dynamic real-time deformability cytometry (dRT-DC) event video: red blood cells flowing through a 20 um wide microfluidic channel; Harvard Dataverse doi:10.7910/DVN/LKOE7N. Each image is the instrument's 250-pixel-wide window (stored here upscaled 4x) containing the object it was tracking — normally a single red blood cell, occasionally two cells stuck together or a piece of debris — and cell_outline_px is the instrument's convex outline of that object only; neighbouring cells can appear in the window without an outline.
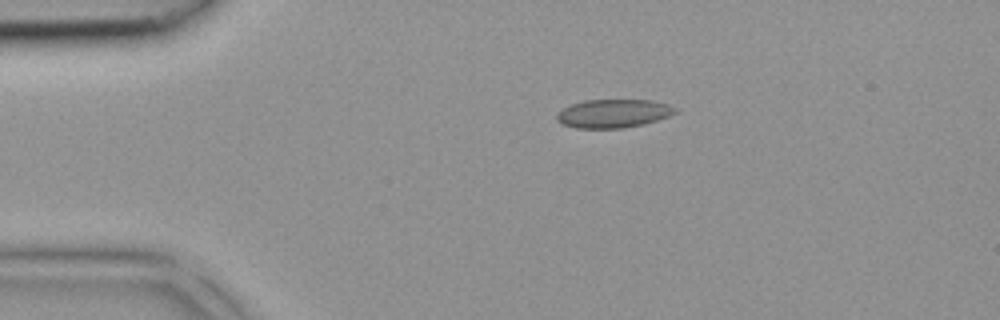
{"species": "common noctule bat (a hibernating species)", "species_latin": "Nyctalus noctula", "temperature_condition": "room temperature", "stored_images_in_passage": 34, "camera_frame_rate_fps": 3000, "um_per_image_px": 0.085, "animal": {"sex": "female", "body_mass_g": 18.4}, "frame": {"image": 1, "passage_image": 1, "time_ms": 0.0, "image_size_px": [1000, 320], "cell_outline_px": [[676, 112], [668, 116], [644, 124], [624, 128], [576, 128], [564, 124], [556, 120], [556, 116], [564, 108], [572, 104], [584, 100], [652, 100], [668, 104], [676, 108]], "centroid_in_image_um": [52.14, 9.64], "position_along_channel_um": 32.9, "area_um2": 19.48}}
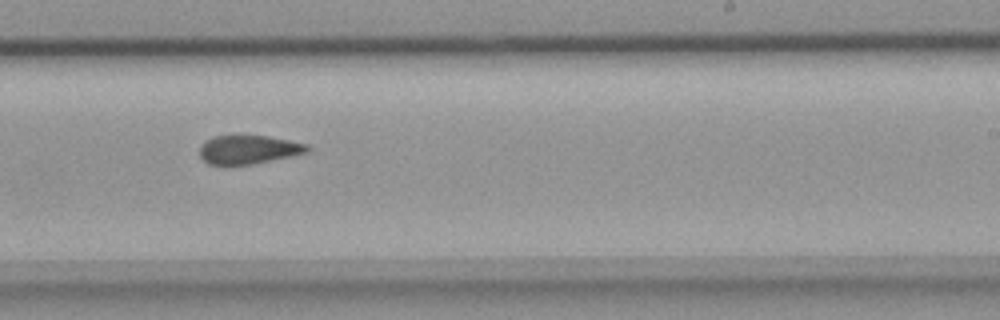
{"frame": {"image": 2, "passage_image": 18, "time_ms": 5.667, "image_size_px": [1000, 320], "cell_outline_px": [[312, 148], [308, 152], [292, 156], [248, 164], [208, 164], [200, 156], [200, 144], [204, 140], [212, 136], [236, 132], [268, 136], [308, 144]], "centroid_in_image_um": [21.09, 12.64], "position_along_channel_um": 267.9, "area_um2": 18.67}}
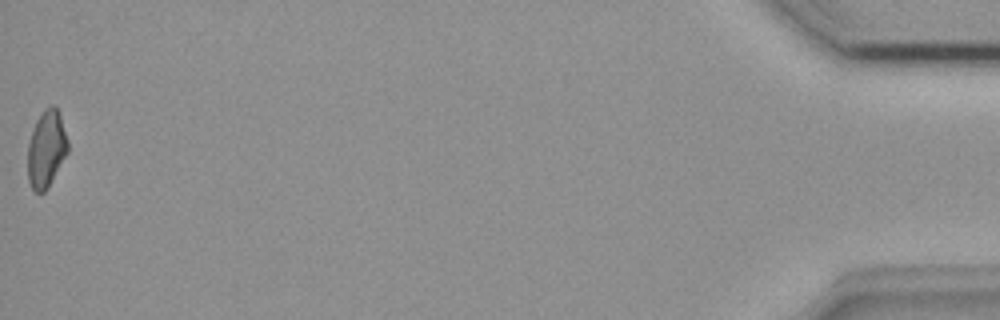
{"frame": {"image": 3, "passage_image": 34, "time_ms": 11.0, "image_size_px": [1000, 320], "cell_outline_px": [[68, 152], [48, 188], [44, 192], [36, 192], [32, 188], [28, 180], [28, 144], [36, 120], [44, 108], [52, 104], [56, 104], [60, 112], [68, 140]], "centroid_in_image_um": [3.96, 12.62], "position_along_channel_um": 431.2, "area_um2": 18.21}}